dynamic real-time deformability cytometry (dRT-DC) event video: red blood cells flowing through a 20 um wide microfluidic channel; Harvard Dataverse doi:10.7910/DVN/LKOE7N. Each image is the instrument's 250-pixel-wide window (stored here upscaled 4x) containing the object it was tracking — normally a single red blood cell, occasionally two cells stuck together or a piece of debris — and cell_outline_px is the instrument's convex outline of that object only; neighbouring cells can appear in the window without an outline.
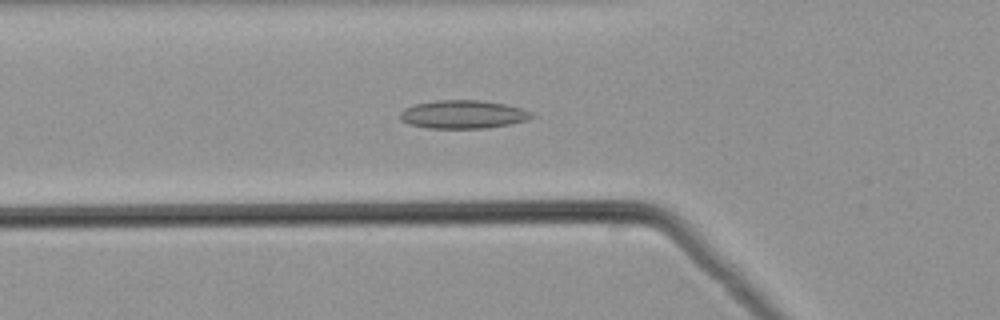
{"species": "common noctule bat (a hibernating species)", "species_latin": "Nyctalus noctula", "temperature_condition": "warm", "stored_images_in_passage": 39, "camera_frame_rate_fps": 3000, "um_per_image_px": 0.085, "animal": {"sex": "male", "body_mass_g": 21.5, "forearm_length_mm": 52.0}, "frame": {"image": 1, "passage_image": 12, "time_ms": 3.667, "image_size_px": [1000, 320], "cell_outline_px": [[536, 116], [528, 120], [508, 124], [484, 128], [428, 128], [408, 124], [400, 120], [400, 112], [404, 108], [416, 104], [436, 100], [480, 100], [504, 104], [524, 108], [532, 112]], "centroid_in_image_um": [39.37, 9.72], "position_along_channel_um": 86.4, "area_um2": 21.79}}
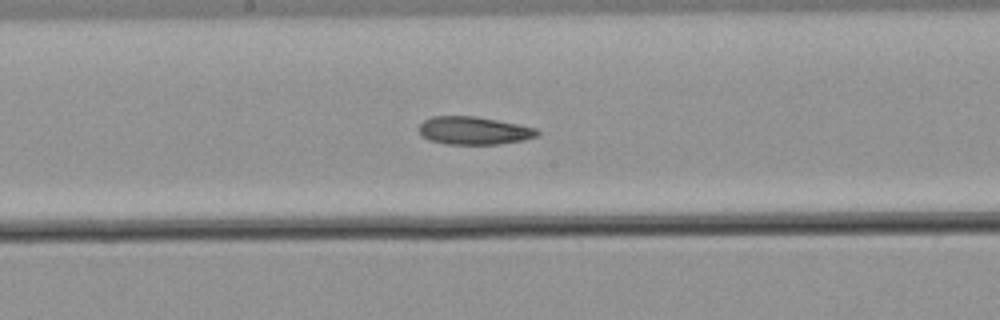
{"frame": {"image": 2, "passage_image": 21, "time_ms": 6.667, "image_size_px": [1000, 320], "cell_outline_px": [[540, 132], [536, 136], [524, 140], [496, 144], [444, 144], [428, 140], [420, 136], [420, 124], [424, 120], [432, 116], [476, 116], [536, 128]], "centroid_in_image_um": [40.23, 11.1], "position_along_channel_um": 208.0, "area_um2": 19.19}}
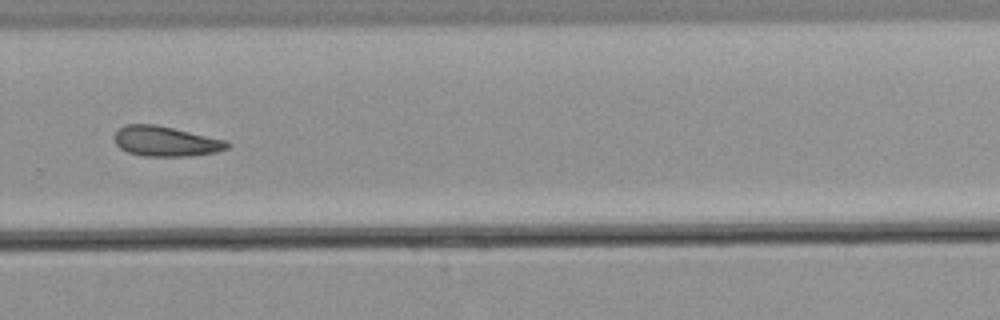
{"frame": {"image": 3, "passage_image": 29, "time_ms": 9.333, "image_size_px": [1000, 320], "cell_outline_px": [[232, 144], [228, 148], [216, 152], [188, 156], [144, 156], [128, 152], [120, 148], [116, 144], [116, 132], [120, 128], [128, 124], [156, 124], [224, 140]], "centroid_in_image_um": [14.09, 12.01], "position_along_channel_um": 315.7, "area_um2": 19.48}}